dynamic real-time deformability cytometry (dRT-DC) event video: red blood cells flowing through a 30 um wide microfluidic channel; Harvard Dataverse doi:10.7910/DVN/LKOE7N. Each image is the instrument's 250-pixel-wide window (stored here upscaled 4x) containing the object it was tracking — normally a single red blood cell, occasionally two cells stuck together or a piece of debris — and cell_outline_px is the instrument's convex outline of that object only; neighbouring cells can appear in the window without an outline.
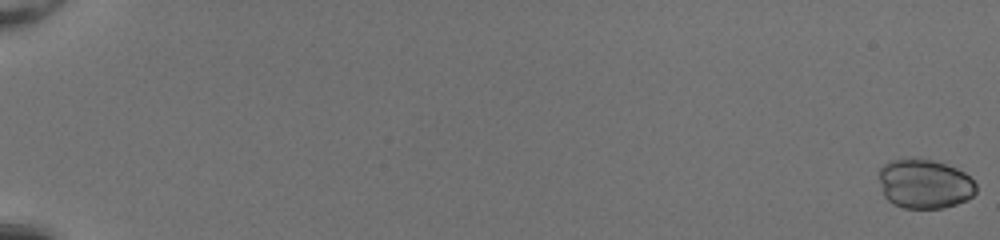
{"species": "common noctule bat (a hibernating species)", "species_latin": "Nyctalus noctula", "temperature_condition": "room temperature", "stored_images_in_passage": 54, "camera_frame_rate_fps": 3000, "um_per_image_px": 0.085, "animal": {"sex": "female", "body_mass_g": 20.0, "forearm_length_mm": 54.0}, "frame": {"image": 1, "passage_image": 1, "time_ms": 0.0, "image_size_px": [1000, 240], "cell_outline_px": [[976, 192], [968, 200], [944, 208], [904, 208], [892, 204], [884, 196], [876, 172], [888, 160], [912, 156], [932, 160], [956, 168], [964, 172], [976, 184]], "centroid_in_image_um": [78.54, 15.6], "position_along_channel_um": 6.5, "area_um2": 28.55}}
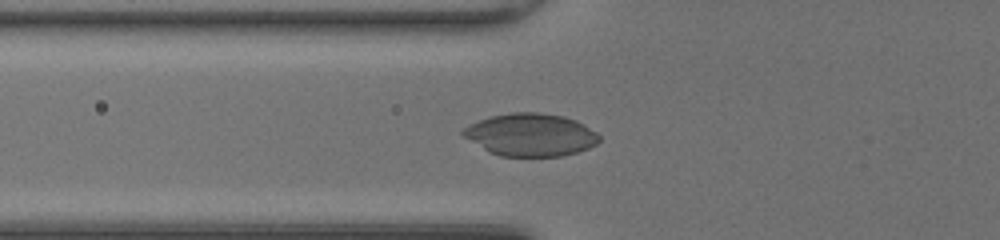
{"frame": {"image": 2, "passage_image": 23, "time_ms": 7.333, "image_size_px": [1000, 240], "cell_outline_px": [[600, 140], [596, 144], [588, 148], [576, 152], [560, 156], [500, 156], [488, 152], [464, 136], [460, 132], [464, 128], [480, 120], [492, 116], [512, 112], [536, 112], [564, 116], [576, 120], [584, 124], [596, 132], [600, 136]], "centroid_in_image_um": [45.12, 11.46], "position_along_channel_um": 80.7, "area_um2": 33.64}}
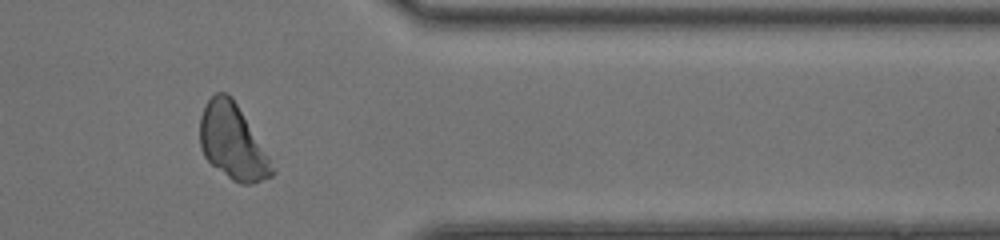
{"frame": {"image": 3, "passage_image": 46, "time_ms": 15.0, "image_size_px": [1000, 240], "cell_outline_px": [[276, 172], [272, 176], [252, 184], [240, 184], [232, 180], [212, 164], [204, 156], [200, 148], [200, 116], [204, 104], [216, 92], [228, 92], [232, 96], [276, 168]], "centroid_in_image_um": [19.77, 12.05], "position_along_channel_um": 391.6, "area_um2": 31.67}}